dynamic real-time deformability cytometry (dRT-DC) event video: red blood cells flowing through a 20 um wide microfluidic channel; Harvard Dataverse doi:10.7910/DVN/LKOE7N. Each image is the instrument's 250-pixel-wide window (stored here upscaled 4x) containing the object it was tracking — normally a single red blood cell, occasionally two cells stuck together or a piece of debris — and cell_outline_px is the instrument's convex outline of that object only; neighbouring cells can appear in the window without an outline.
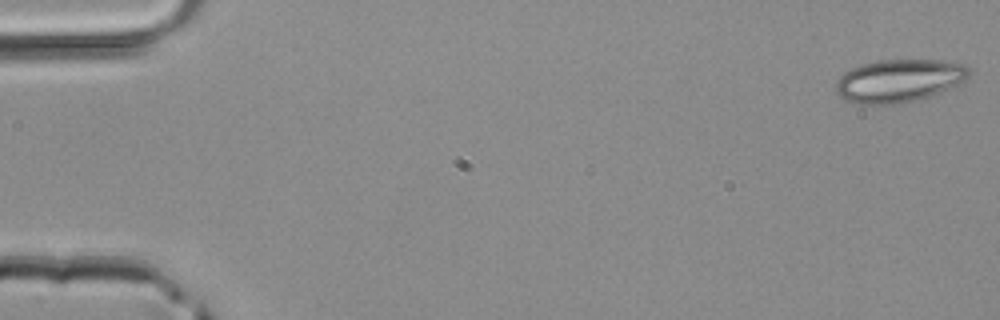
{"species": "common noctule bat (a hibernating species)", "species_latin": "Nyctalus noctula", "temperature_condition": "room temperature", "stored_images_in_passage": 45, "camera_frame_rate_fps": 3000, "um_per_image_px": 0.085, "animal": {"sex": "male", "body_mass_g": 20.4}, "frame": {"image": 1, "passage_image": 1, "time_ms": 0.0, "image_size_px": [1000, 320], "cell_outline_px": [[972, 72], [964, 80], [940, 92], [916, 100], [892, 104], [856, 104], [844, 100], [836, 92], [836, 80], [844, 72], [852, 68], [876, 60], [956, 60], [968, 64]], "centroid_in_image_um": [76.44, 6.84], "position_along_channel_um": 8.6, "area_um2": 33.52}}
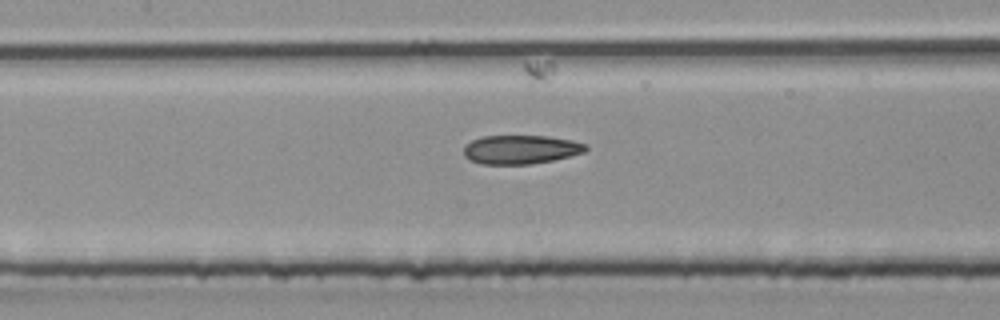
{"frame": {"image": 2, "passage_image": 21, "time_ms": 6.667, "image_size_px": [1000, 320], "cell_outline_px": [[588, 148], [584, 152], [552, 160], [532, 164], [480, 164], [464, 156], [464, 144], [480, 136], [548, 136], [572, 140], [588, 144]], "centroid_in_image_um": [44.25, 12.7], "position_along_channel_um": 163.2, "area_um2": 20.58}}
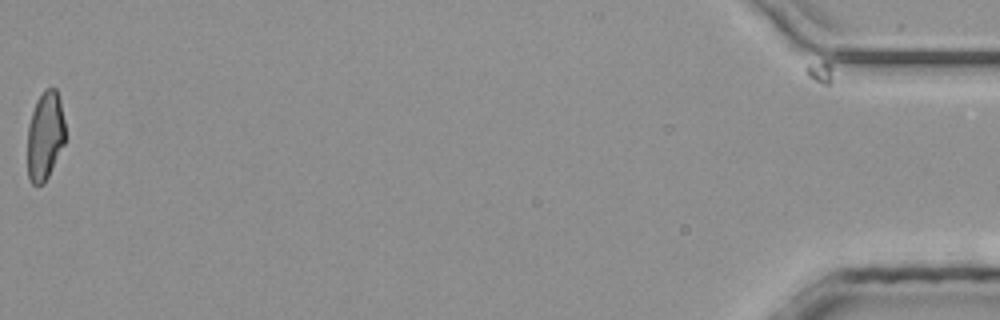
{"frame": {"image": 3, "passage_image": 45, "time_ms": 14.667, "image_size_px": [1000, 320], "cell_outline_px": [[64, 144], [44, 184], [32, 184], [28, 176], [28, 124], [36, 100], [44, 88], [56, 88], [60, 100], [64, 120]], "centroid_in_image_um": [3.82, 11.51], "position_along_channel_um": 431.4, "area_um2": 19.42}}